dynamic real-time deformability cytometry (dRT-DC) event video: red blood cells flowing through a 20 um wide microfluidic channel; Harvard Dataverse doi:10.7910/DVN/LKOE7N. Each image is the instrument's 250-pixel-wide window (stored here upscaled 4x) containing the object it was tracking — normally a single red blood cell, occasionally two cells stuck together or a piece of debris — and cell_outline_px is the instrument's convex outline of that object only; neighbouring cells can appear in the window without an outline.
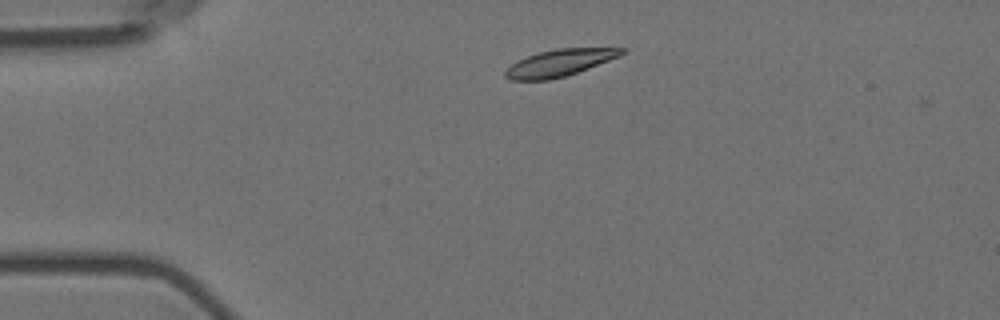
{"species": "Egyptian fruit bat (a non-hibernating species)", "species_latin": "Rousettus aegyptiacus", "temperature_condition": "room temperature", "stored_images_in_passage": 6, "camera_frame_rate_fps": 3000, "um_per_image_px": 0.085, "animal": {"sex": "female"}, "frame": {"image": 1, "passage_image": 3, "time_ms": 0.667, "image_size_px": [1000, 320], "cell_outline_px": [[628, 48], [620, 56], [588, 68], [564, 76], [548, 80], [512, 80], [504, 76], [504, 72], [512, 64], [528, 56], [540, 52], [556, 48]], "centroid_in_image_um": [47.57, 5.34], "position_along_channel_um": 37.4, "area_um2": 17.86}}